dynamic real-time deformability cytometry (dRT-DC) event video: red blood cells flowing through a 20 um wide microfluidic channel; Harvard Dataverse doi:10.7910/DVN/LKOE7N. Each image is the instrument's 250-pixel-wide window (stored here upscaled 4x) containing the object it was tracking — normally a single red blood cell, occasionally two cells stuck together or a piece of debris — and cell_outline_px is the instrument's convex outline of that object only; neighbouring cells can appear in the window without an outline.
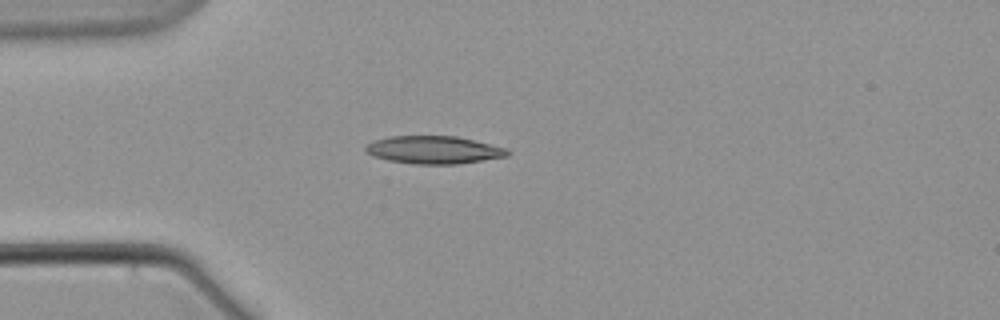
{"species": "common noctule bat (a hibernating species)", "species_latin": "Nyctalus noctula", "temperature_condition": "warm", "stored_images_in_passage": 5, "camera_frame_rate_fps": 3000, "um_per_image_px": 0.085, "animal": {"sex": "male", "body_mass_g": 21.5, "forearm_length_mm": 52.0}, "frame": {"image": 1, "passage_image": 1, "time_ms": 0.0, "image_size_px": [1000, 320], "cell_outline_px": [[512, 152], [508, 156], [456, 164], [412, 164], [388, 160], [376, 156], [368, 152], [364, 148], [364, 144], [372, 140], [388, 136], [456, 136], [508, 148]], "centroid_in_image_um": [36.87, 12.73], "position_along_channel_um": 48.1, "area_um2": 23.06}}
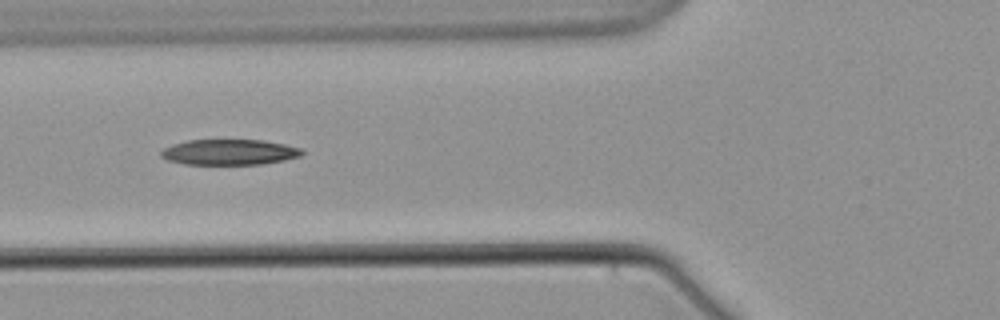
{"frame": {"image": 2, "passage_image": 3, "time_ms": 2.333, "image_size_px": [1000, 320], "cell_outline_px": [[304, 152], [300, 156], [284, 160], [260, 164], [184, 164], [168, 160], [160, 156], [160, 152], [164, 148], [172, 144], [188, 140], [264, 140], [284, 144], [300, 148]], "centroid_in_image_um": [19.47, 12.93], "position_along_channel_um": 106.3, "area_um2": 20.92}}